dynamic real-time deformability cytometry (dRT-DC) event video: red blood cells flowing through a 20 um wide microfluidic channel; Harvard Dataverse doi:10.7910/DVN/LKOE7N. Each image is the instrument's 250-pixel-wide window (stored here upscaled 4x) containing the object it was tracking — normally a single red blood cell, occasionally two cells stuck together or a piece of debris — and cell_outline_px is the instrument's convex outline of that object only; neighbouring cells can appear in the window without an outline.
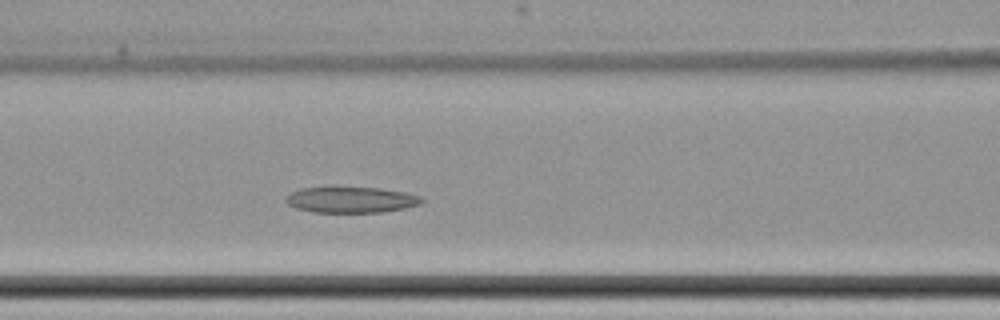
{"species": "common noctule bat (a hibernating species)", "species_latin": "Nyctalus noctula", "temperature_condition": "cold", "stored_images_in_passage": 5, "camera_frame_rate_fps": 3000, "um_per_image_px": 0.085, "animal": {"sex": "female", "body_mass_g": 22.7, "forearm_length_mm": 54.2}, "frame": {"image": 1, "passage_image": 5, "time_ms": 5.667, "image_size_px": [1000, 320], "cell_outline_px": [[424, 200], [420, 204], [404, 208], [384, 212], [312, 212], [296, 208], [288, 204], [284, 200], [292, 192], [300, 188], [380, 188], [404, 192], [420, 196]], "centroid_in_image_um": [29.85, 16.99], "position_along_channel_um": 136.7, "area_um2": 20.23}}